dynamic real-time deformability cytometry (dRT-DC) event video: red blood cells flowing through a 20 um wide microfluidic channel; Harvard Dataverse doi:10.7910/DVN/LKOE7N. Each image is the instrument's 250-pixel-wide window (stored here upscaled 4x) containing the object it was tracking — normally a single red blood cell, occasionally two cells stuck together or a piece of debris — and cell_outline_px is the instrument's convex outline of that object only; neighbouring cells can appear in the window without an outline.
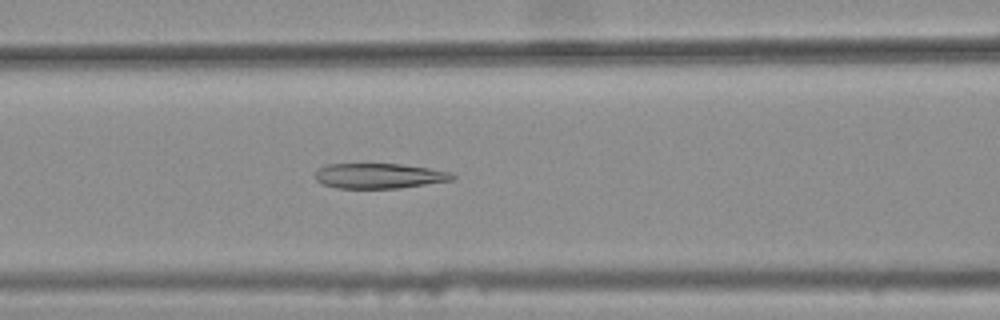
{"species": "common noctule bat (a hibernating species)", "species_latin": "Nyctalus noctula", "temperature_condition": "warm", "stored_images_in_passage": 47, "camera_frame_rate_fps": 3000, "um_per_image_px": 0.085, "animal": {"sex": "female", "body_mass_g": 25.1}, "frame": {"image": 1, "passage_image": 18, "time_ms": 5.667, "image_size_px": [1000, 320], "cell_outline_px": [[456, 180], [400, 188], [336, 188], [324, 184], [316, 180], [316, 172], [320, 168], [328, 164], [400, 164], [428, 168], [452, 172], [456, 176]], "centroid_in_image_um": [32.3, 14.95], "position_along_channel_um": 134.3, "area_um2": 20.11}}
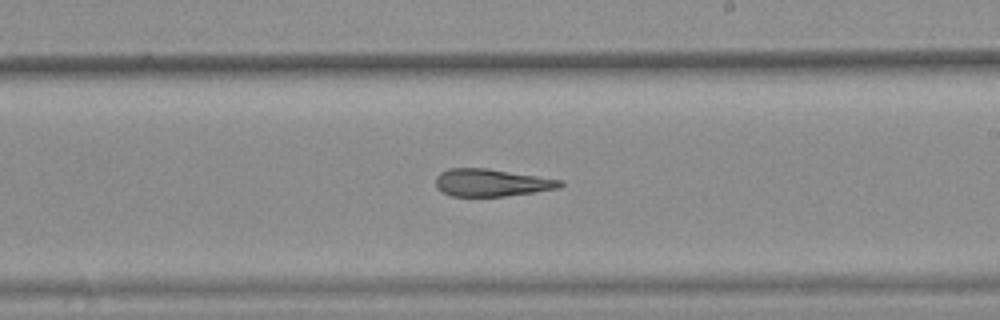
{"frame": {"image": 2, "passage_image": 27, "time_ms": 8.667, "image_size_px": [1000, 320], "cell_outline_px": [[564, 184], [560, 188], [504, 196], [452, 196], [440, 192], [436, 188], [436, 176], [440, 172], [448, 168], [488, 168], [564, 180]], "centroid_in_image_um": [41.76, 15.52], "position_along_channel_um": 247.2, "area_um2": 20.06}}
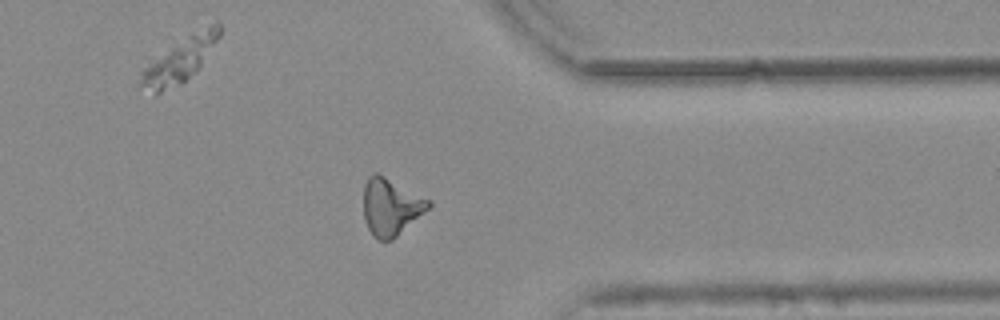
{"frame": {"image": 3, "passage_image": 38, "time_ms": 12.333, "image_size_px": [1000, 320], "cell_outline_px": [[432, 204], [428, 208], [392, 240], [380, 240], [372, 236], [364, 220], [364, 184], [368, 176], [372, 172], [376, 172], [432, 200]], "centroid_in_image_um": [33.2, 17.56], "position_along_channel_um": 378.2, "area_um2": 21.5}, "authors_computed_cell_mechanics": {"area_um2": 20.7502, "velocity_mm_per_s": 3.7718, "shape_relaxation_time_tau1_ms": null, "shape_relaxation_time_tau2_ms": 5.5395, "deformation_change_tau1": null, "deformation_change_tau2": 0.159}}